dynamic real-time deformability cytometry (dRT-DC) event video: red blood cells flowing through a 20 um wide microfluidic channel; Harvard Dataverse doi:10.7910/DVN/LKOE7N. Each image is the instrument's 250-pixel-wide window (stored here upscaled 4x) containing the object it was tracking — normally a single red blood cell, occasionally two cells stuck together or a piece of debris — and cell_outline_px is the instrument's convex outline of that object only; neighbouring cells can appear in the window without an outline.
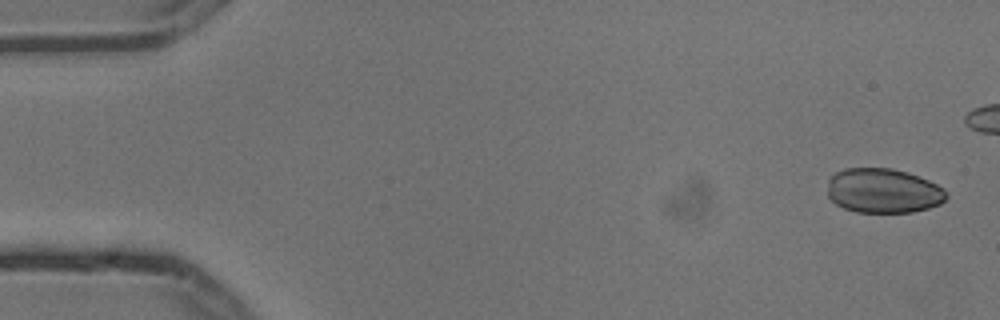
{"species": "common noctule bat (a hibernating species)", "species_latin": "Nyctalus noctula", "temperature_condition": "cold", "stored_images_in_passage": 4, "camera_frame_rate_fps": 3000, "um_per_image_px": 0.085, "animal": {"sex": "male", "body_mass_g": 13.3}, "frame": {"image": 1, "passage_image": 1, "time_ms": 0.0, "image_size_px": [1000, 320], "cell_outline_px": [[948, 196], [940, 204], [928, 208], [912, 212], [856, 212], [844, 208], [836, 204], [828, 196], [828, 180], [836, 172], [844, 168], [892, 168], [908, 172], [928, 180], [944, 188], [948, 192]], "centroid_in_image_um": [75.09, 16.21], "position_along_channel_um": 9.9, "area_um2": 31.04}}